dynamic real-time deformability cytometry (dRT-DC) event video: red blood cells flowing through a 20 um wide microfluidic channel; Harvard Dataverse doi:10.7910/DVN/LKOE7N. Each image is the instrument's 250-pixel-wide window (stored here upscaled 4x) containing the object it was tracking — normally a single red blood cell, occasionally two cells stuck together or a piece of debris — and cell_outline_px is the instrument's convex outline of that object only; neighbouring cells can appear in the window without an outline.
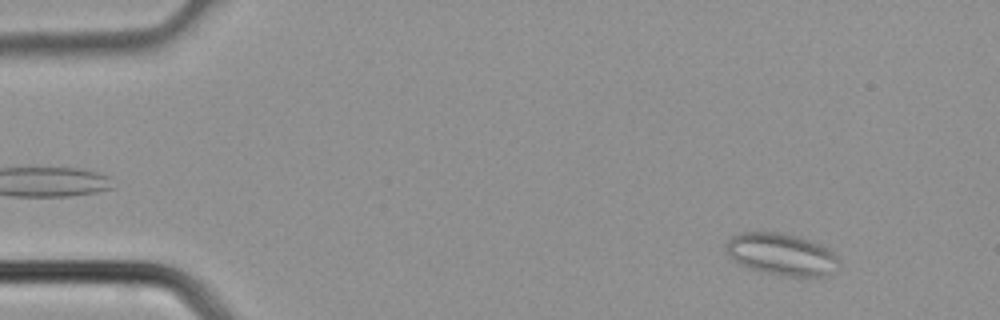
{"species": "common noctule bat (a hibernating species)", "species_latin": "Nyctalus noctula", "temperature_condition": "cold", "stored_images_in_passage": 2, "camera_frame_rate_fps": 3000, "um_per_image_px": 0.085, "animal": {"sex": "male", "body_mass_g": 21.5, "forearm_length_mm": 52.0}, "frame": {"image": 1, "passage_image": 1, "time_ms": 0.0, "image_size_px": [1000, 320], "cell_outline_px": [[840, 264], [836, 272], [828, 276], [784, 276], [764, 272], [748, 268], [740, 264], [724, 248], [724, 244], [732, 236], [740, 232], [780, 232], [796, 236], [820, 244], [828, 248], [840, 260]], "centroid_in_image_um": [66.47, 21.62], "position_along_channel_um": 18.5, "area_um2": 27.74}}